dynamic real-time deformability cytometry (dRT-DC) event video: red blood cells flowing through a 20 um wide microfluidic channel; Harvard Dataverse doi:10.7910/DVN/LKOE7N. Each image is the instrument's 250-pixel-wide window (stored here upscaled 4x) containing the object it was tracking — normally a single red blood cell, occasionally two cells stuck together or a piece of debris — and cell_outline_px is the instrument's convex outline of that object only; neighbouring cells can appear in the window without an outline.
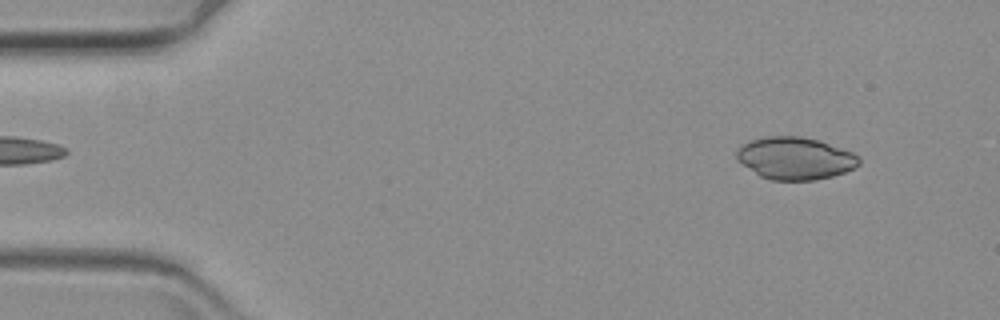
{"species": "common noctule bat (a hibernating species)", "species_latin": "Nyctalus noctula", "temperature_condition": "warm", "stored_images_in_passage": 60, "camera_frame_rate_fps": 3000, "um_per_image_px": 0.085, "animal": {"sex": "female", "body_mass_g": 19.3, "forearm_length_mm": 54.1}, "frame": {"image": 1, "passage_image": 5, "time_ms": 1.333, "image_size_px": [1000, 320], "cell_outline_px": [[860, 164], [856, 168], [832, 176], [816, 180], [772, 180], [760, 176], [736, 160], [736, 152], [744, 144], [752, 140], [768, 136], [800, 136], [816, 140], [852, 152], [860, 160]], "centroid_in_image_um": [67.58, 13.47], "position_along_channel_um": 17.4, "area_um2": 29.88}}
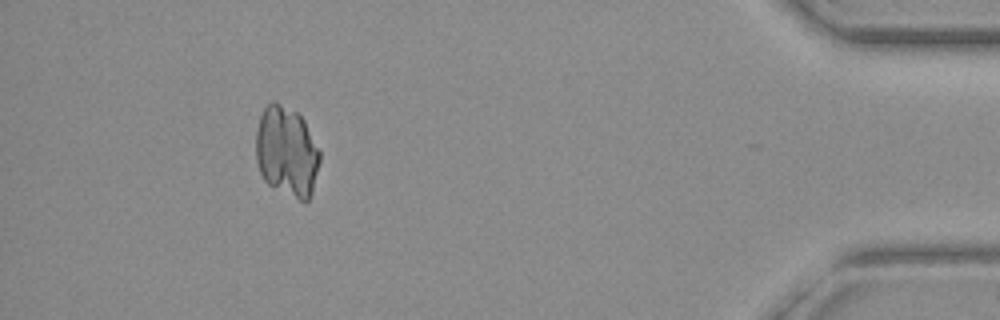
{"frame": {"image": 2, "passage_image": 55, "time_ms": 18.0, "image_size_px": [1000, 320], "cell_outline_px": [[320, 160], [312, 192], [308, 200], [304, 204], [268, 184], [264, 180], [260, 172], [256, 160], [256, 132], [260, 116], [264, 108], [272, 100], [276, 100], [296, 112], [304, 120], [320, 152]], "centroid_in_image_um": [24.36, 12.89], "position_along_channel_um": 410.8, "area_um2": 33.81}}